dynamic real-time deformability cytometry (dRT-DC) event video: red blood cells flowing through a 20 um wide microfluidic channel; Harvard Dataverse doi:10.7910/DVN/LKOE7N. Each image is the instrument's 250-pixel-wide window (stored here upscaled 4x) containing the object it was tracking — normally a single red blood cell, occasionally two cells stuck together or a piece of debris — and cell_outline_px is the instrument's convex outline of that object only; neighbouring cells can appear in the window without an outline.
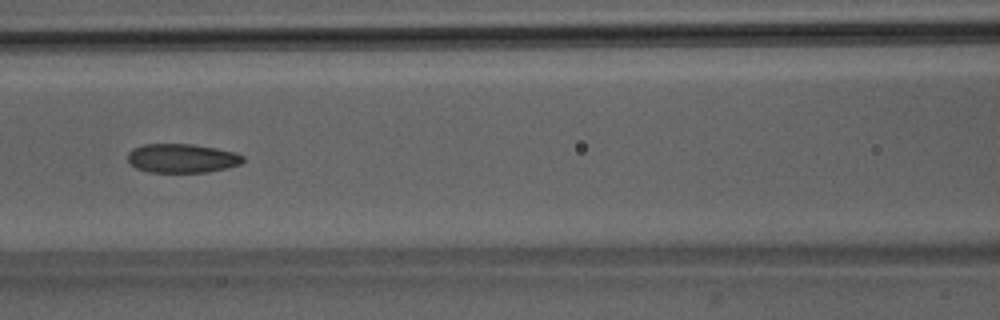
{"species": "Egyptian fruit bat (a non-hibernating species)", "species_latin": "Rousettus aegyptiacus", "temperature_condition": "room temperature", "stored_images_in_passage": 6, "camera_frame_rate_fps": 3000, "um_per_image_px": 0.085, "animal": {"sex": "male"}, "frame": {"image": 1, "passage_image": 5, "time_ms": 4.667, "image_size_px": [1000, 320], "cell_outline_px": [[244, 160], [240, 164], [228, 168], [208, 172], [148, 172], [136, 168], [128, 160], [128, 152], [132, 148], [144, 144], [192, 144], [216, 148], [236, 152], [244, 156]], "centroid_in_image_um": [15.49, 13.45], "position_along_channel_um": 151.1, "area_um2": 19.59}}